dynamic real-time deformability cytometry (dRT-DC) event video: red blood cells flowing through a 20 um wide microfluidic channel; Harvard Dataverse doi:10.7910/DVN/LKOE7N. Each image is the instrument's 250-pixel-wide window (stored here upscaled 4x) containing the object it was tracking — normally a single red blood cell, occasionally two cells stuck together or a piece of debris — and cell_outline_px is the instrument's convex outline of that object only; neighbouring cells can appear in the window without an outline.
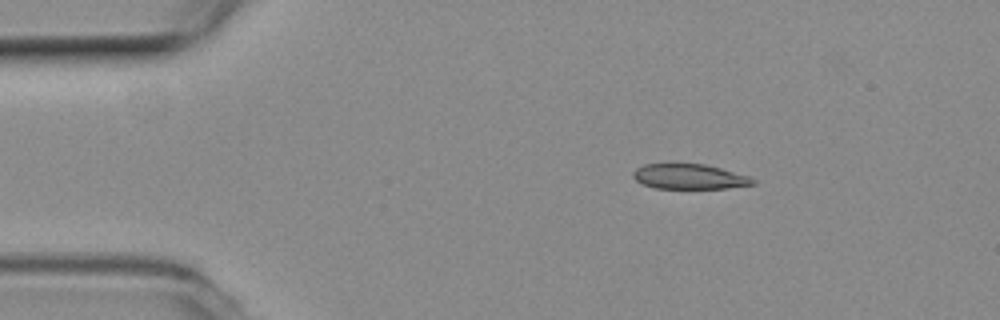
{"species": "common noctule bat (a hibernating species)", "species_latin": "Nyctalus noctula", "temperature_condition": "room temperature", "stored_images_in_passage": 46, "camera_frame_rate_fps": 3000, "um_per_image_px": 0.085, "animal": {"sex": "female", "body_mass_g": 19.3, "forearm_length_mm": 54.1}, "frame": {"image": 1, "passage_image": 1, "time_ms": 0.0, "image_size_px": [1000, 320], "cell_outline_px": [[756, 184], [728, 188], [656, 188], [644, 184], [636, 180], [632, 176], [632, 172], [636, 168], [644, 164], [704, 164], [720, 168], [748, 176], [756, 180]], "centroid_in_image_um": [58.59, 15.01], "position_along_channel_um": 26.4, "area_um2": 17.34}}
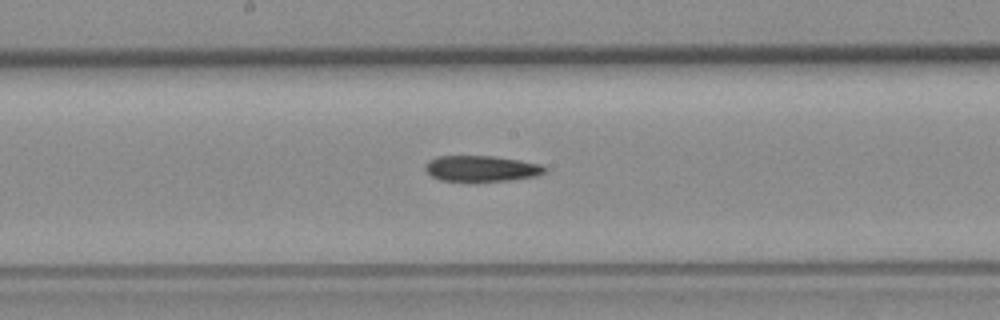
{"frame": {"image": 2, "passage_image": 20, "time_ms": 6.333, "image_size_px": [1000, 320], "cell_outline_px": [[548, 172], [536, 176], [508, 180], [440, 180], [432, 176], [424, 168], [424, 164], [428, 160], [436, 156], [492, 156], [520, 160], [540, 164], [548, 168]], "centroid_in_image_um": [40.93, 14.3], "position_along_channel_um": 207.3, "area_um2": 17.86}}
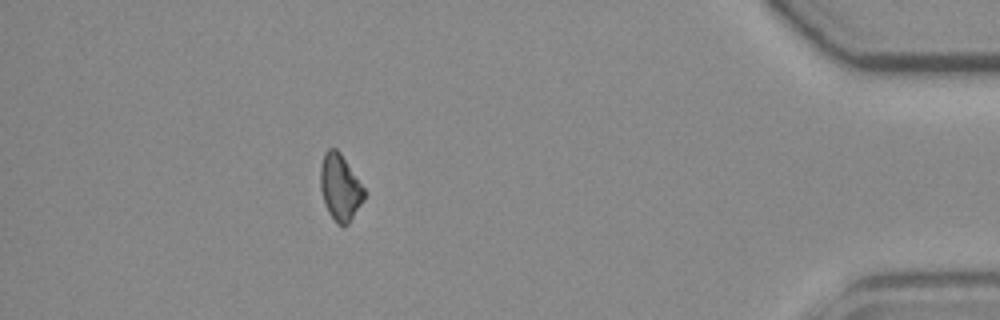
{"frame": {"image": 3, "passage_image": 40, "time_ms": 13.0, "image_size_px": [1000, 320], "cell_outline_px": [[364, 200], [348, 224], [344, 228], [336, 224], [328, 212], [324, 204], [320, 188], [320, 168], [324, 152], [328, 148], [336, 148], [340, 152], [364, 188]], "centroid_in_image_um": [28.88, 15.96], "position_along_channel_um": 406.3, "area_um2": 17.05}}